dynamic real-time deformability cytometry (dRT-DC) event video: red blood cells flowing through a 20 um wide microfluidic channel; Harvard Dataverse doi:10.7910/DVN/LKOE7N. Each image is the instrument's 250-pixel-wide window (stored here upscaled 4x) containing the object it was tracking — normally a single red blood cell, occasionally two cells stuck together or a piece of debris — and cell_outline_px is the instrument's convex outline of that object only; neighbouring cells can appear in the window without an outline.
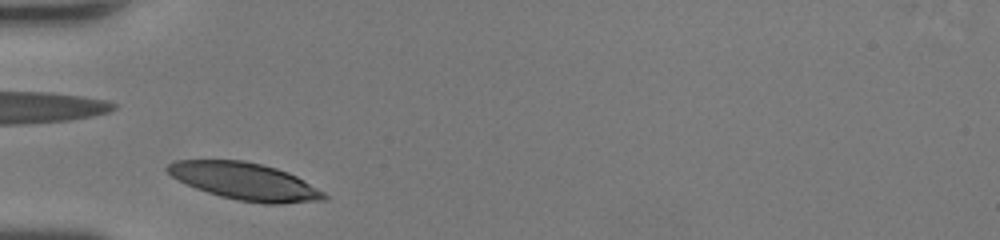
{"species": "human", "species_latin": "Homo sapiens", "temperature_condition": "room temperature", "stored_images_in_passage": 31, "camera_frame_rate_fps": 3000, "um_per_image_px": 0.085, "donor": {"sex": "female"}, "frame": {"image": 1, "passage_image": 1, "time_ms": 0.0, "image_size_px": [1000, 240], "cell_outline_px": [[328, 200], [280, 204], [264, 204], [240, 200], [220, 196], [196, 188], [176, 180], [164, 168], [168, 164], [176, 160], [244, 160], [264, 164], [288, 172], [304, 180], [324, 192], [328, 196]], "centroid_in_image_um": [20.83, 15.41], "position_along_channel_um": 64.2, "area_um2": 34.1}}
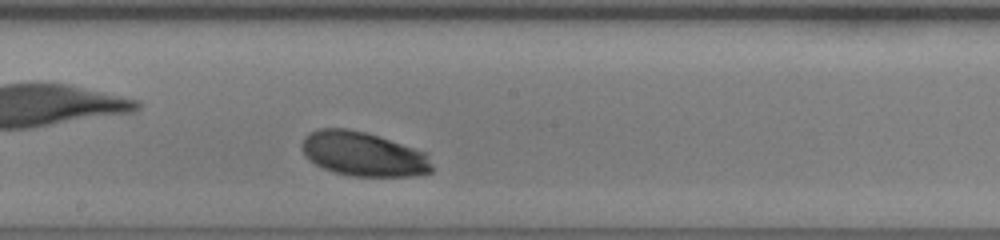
{"frame": {"image": 2, "passage_image": 12, "time_ms": 3.667, "image_size_px": [1000, 240], "cell_outline_px": [[432, 172], [416, 176], [352, 176], [332, 172], [308, 160], [304, 152], [304, 136], [308, 132], [316, 128], [348, 128], [364, 132], [428, 152], [432, 164]], "centroid_in_image_um": [30.91, 13.1], "position_along_channel_um": 217.3, "area_um2": 33.7}}
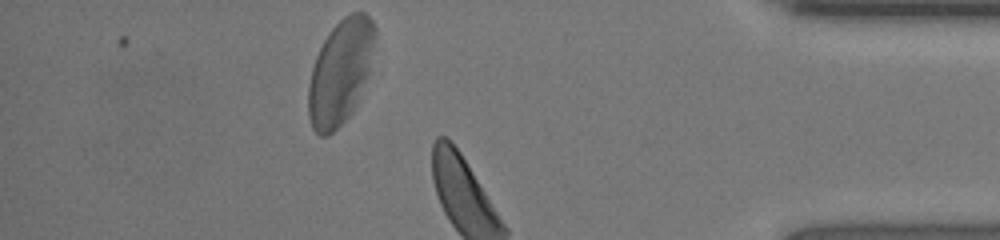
{"frame": {"image": 3, "passage_image": 26, "time_ms": 8.333, "image_size_px": [1000, 240], "cell_outline_px": [[376, 36], [368, 76], [356, 104], [352, 112], [328, 136], [320, 136], [312, 128], [308, 116], [308, 84], [312, 68], [316, 56], [328, 32], [344, 16], [352, 12], [364, 12], [372, 20], [376, 28]], "centroid_in_image_um": [28.93, 6.11], "position_along_channel_um": 406.3, "area_um2": 40.63}, "authors_computed_cell_mechanics": {"area_um2": 34.0442, "velocity_mm_per_s": 4.2994, "shape_relaxation_time_tau1_ms": 1.2919, "shape_relaxation_time_tau2_ms": null, "deformation_change_tau1": 0.0953, "deformation_change_tau2": null}}